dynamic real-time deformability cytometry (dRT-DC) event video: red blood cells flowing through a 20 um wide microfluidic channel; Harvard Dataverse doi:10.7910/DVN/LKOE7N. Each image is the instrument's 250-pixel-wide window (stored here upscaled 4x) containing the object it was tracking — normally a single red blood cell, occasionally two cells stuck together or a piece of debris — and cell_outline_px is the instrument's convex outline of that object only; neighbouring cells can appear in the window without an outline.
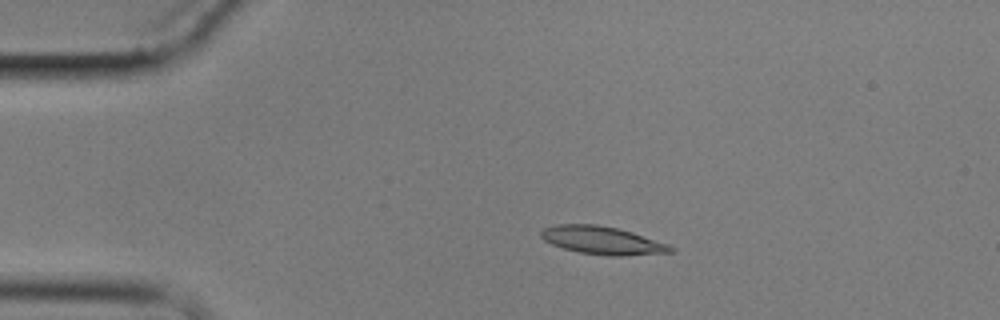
{"species": "common noctule bat (a hibernating species)", "species_latin": "Nyctalus noctula", "temperature_condition": "cold", "stored_images_in_passage": 8, "camera_frame_rate_fps": 3000, "um_per_image_px": 0.085, "animal": {"sex": "male", "body_mass_g": 17.9}, "frame": {"image": 1, "passage_image": 2, "time_ms": 2.0, "image_size_px": [1000, 320], "cell_outline_px": [[676, 248], [672, 252], [624, 256], [608, 256], [580, 252], [564, 248], [552, 244], [544, 240], [540, 236], [540, 232], [544, 228], [556, 224], [596, 224], [616, 228], [632, 232], [668, 244]], "centroid_in_image_um": [51.2, 20.43], "position_along_channel_um": 33.8, "area_um2": 21.04}}
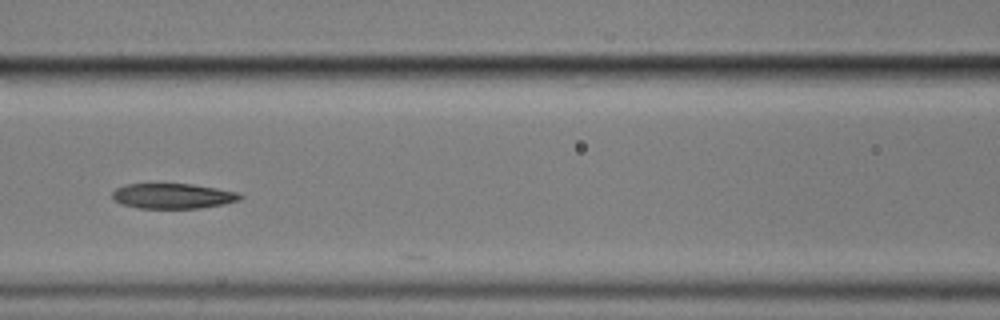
{"frame": {"image": 2, "passage_image": 6, "time_ms": 6.667, "image_size_px": [1000, 320], "cell_outline_px": [[244, 196], [240, 200], [224, 204], [200, 208], [136, 208], [112, 200], [112, 192], [116, 188], [124, 184], [192, 184], [240, 192]], "centroid_in_image_um": [14.71, 16.66], "position_along_channel_um": 151.9, "area_um2": 18.9}}
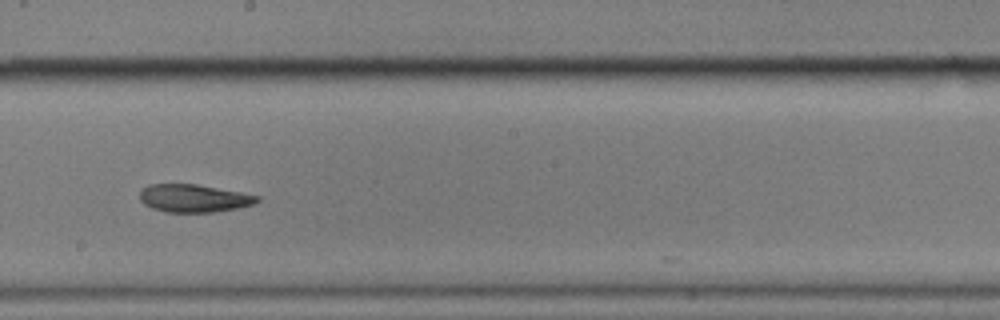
{"frame": {"image": 3, "passage_image": 8, "time_ms": 9.0, "image_size_px": [1000, 320], "cell_outline_px": [[260, 200], [252, 204], [236, 208], [216, 212], [164, 212], [152, 208], [144, 204], [140, 200], [140, 188], [148, 184], [196, 184], [240, 192], [260, 196]], "centroid_in_image_um": [16.43, 16.85], "position_along_channel_um": 231.8, "area_um2": 19.07}}